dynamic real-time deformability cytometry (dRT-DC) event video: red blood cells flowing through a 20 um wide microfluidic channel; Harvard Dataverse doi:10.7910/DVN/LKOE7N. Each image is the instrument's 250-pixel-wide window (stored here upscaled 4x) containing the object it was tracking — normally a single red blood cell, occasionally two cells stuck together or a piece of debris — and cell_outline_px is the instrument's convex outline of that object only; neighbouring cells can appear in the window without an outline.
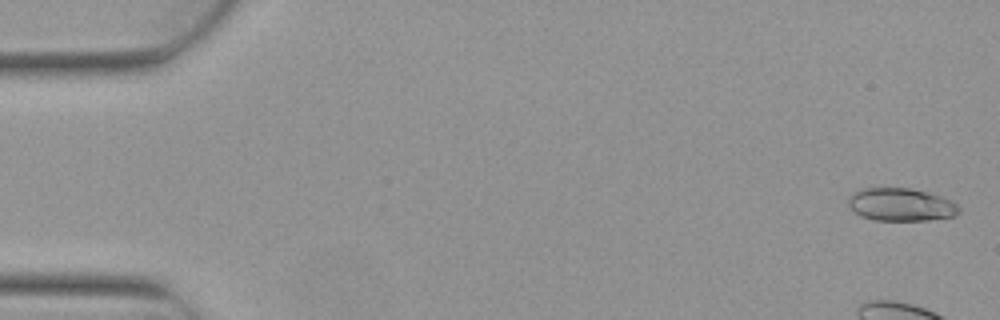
{"species": "Egyptian fruit bat (a non-hibernating species)", "species_latin": "Rousettus aegyptiacus", "temperature_condition": "warm", "stored_images_in_passage": 6, "camera_frame_rate_fps": 3000, "um_per_image_px": 0.085, "animal": {"sex": "female"}, "frame": {"image": 1, "passage_image": 1, "time_ms": 0.0, "image_size_px": [1000, 320], "cell_outline_px": [[960, 212], [956, 216], [928, 220], [872, 220], [860, 216], [848, 204], [848, 196], [852, 192], [864, 188], [912, 188], [940, 196], [952, 200], [960, 208]], "centroid_in_image_um": [76.58, 17.39], "position_along_channel_um": 8.4, "area_um2": 21.33}}